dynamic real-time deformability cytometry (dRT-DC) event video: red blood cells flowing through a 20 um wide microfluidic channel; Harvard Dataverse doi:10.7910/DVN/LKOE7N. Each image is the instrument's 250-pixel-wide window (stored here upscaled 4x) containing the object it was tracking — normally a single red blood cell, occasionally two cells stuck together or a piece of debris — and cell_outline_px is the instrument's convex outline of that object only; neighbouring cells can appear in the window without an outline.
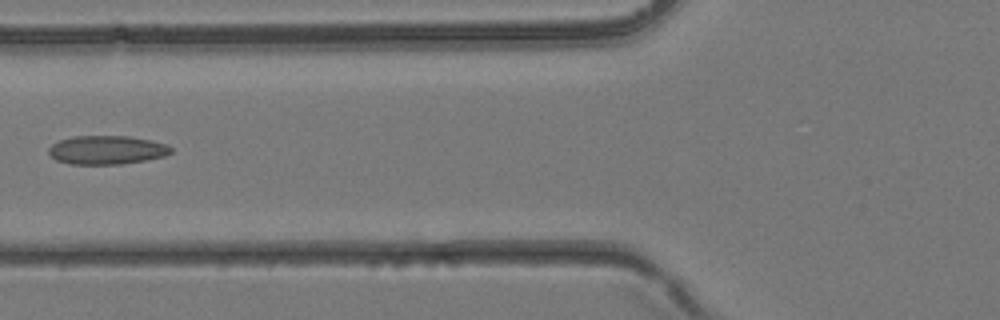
{"species": "common noctule bat (a hibernating species)", "species_latin": "Nyctalus noctula", "temperature_condition": "room temperature", "stored_images_in_passage": 40, "camera_frame_rate_fps": 3000, "um_per_image_px": 0.085, "animal": {"sex": "female", "body_mass_g": 24.6, "forearm_length_mm": 56.2}, "frame": {"image": 1, "passage_image": 16, "time_ms": 5.0, "image_size_px": [1000, 320], "cell_outline_px": [[172, 152], [164, 156], [144, 160], [120, 164], [68, 164], [56, 160], [48, 152], [48, 148], [52, 144], [60, 140], [72, 136], [128, 136], [148, 140], [164, 144], [172, 148]], "centroid_in_image_um": [9.03, 12.75], "position_along_channel_um": 116.8, "area_um2": 20.29}}
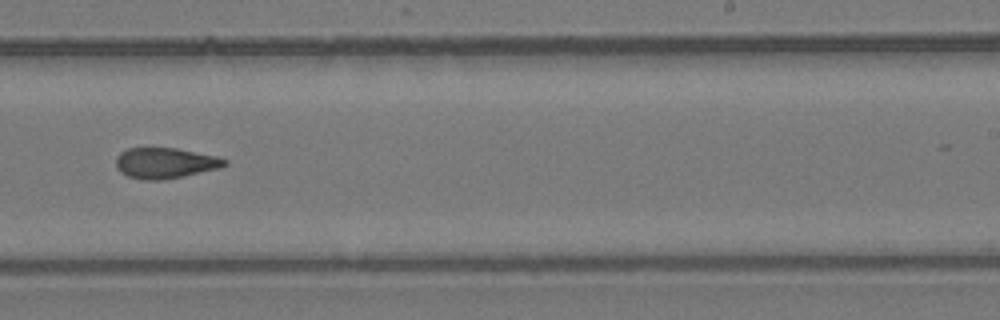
{"frame": {"image": 2, "passage_image": 25, "time_ms": 8.0, "image_size_px": [1000, 320], "cell_outline_px": [[228, 164], [220, 168], [184, 176], [160, 180], [144, 180], [128, 176], [120, 172], [116, 168], [116, 156], [120, 152], [128, 148], [176, 148], [216, 156], [228, 160]], "centroid_in_image_um": [14.03, 13.86], "position_along_channel_um": 275.0, "area_um2": 19.48}}
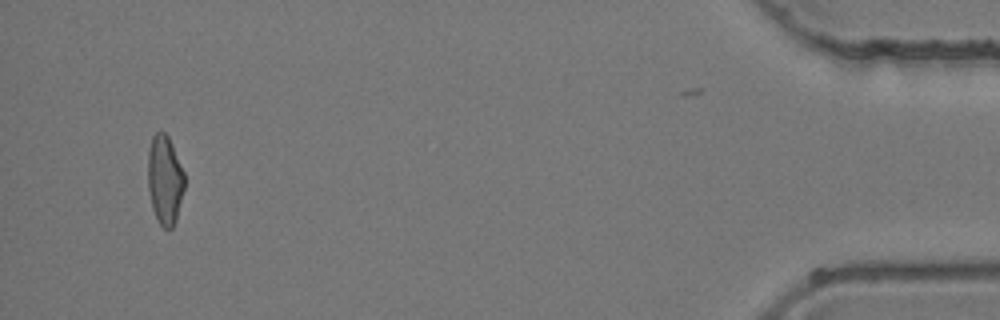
{"frame": {"image": 3, "passage_image": 38, "time_ms": 12.333, "image_size_px": [1000, 320], "cell_outline_px": [[184, 188], [176, 220], [172, 228], [164, 228], [160, 224], [152, 208], [148, 188], [148, 148], [152, 136], [156, 132], [164, 132], [168, 136], [172, 144], [184, 172]], "centroid_in_image_um": [14.0, 15.26], "position_along_channel_um": 421.2, "area_um2": 18.96}}